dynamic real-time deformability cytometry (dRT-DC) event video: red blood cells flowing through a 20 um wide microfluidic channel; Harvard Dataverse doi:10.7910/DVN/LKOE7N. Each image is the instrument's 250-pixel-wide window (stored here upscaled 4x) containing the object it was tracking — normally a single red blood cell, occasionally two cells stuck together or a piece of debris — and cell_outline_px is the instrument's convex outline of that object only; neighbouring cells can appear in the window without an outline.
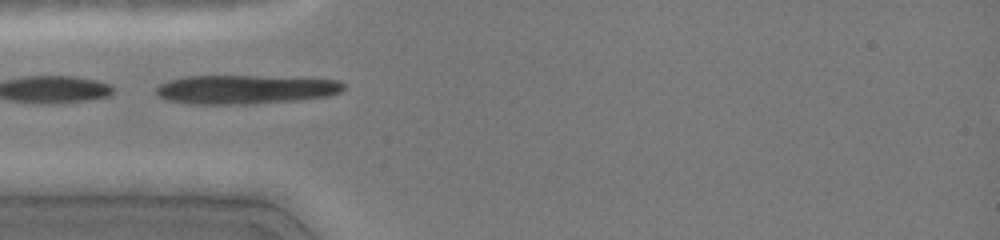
{"species": "common noctule bat (a hibernating species)", "species_latin": "Nyctalus noctula", "temperature_condition": "cold", "stored_images_in_passage": 14, "camera_frame_rate_fps": 3000, "um_per_image_px": 0.085, "animal": {"sex": "female", "body_mass_g": 19.0, "forearm_length_mm": 51.5}, "frame": {"image": 1, "passage_image": 10, "time_ms": 4.0, "image_size_px": [1000, 240], "cell_outline_px": [[344, 88], [340, 92], [328, 96], [296, 100], [252, 104], [188, 104], [168, 100], [160, 96], [156, 92], [156, 84], [168, 80], [188, 76], [252, 76], [340, 80], [344, 84]], "centroid_in_image_um": [20.8, 7.61], "position_along_channel_um": 64.2, "area_um2": 31.56}}